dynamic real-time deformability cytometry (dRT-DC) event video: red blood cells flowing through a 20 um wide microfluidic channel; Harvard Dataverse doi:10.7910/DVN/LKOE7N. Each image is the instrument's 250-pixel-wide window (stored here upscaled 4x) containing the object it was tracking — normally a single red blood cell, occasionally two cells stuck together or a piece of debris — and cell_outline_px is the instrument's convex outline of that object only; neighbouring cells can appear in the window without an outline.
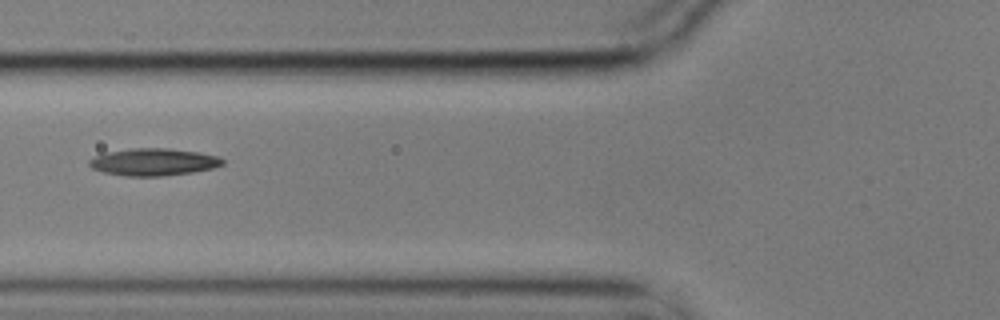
{"species": "common noctule bat (a hibernating species)", "species_latin": "Nyctalus noctula", "temperature_condition": "cold", "stored_images_in_passage": 10, "camera_frame_rate_fps": 3000, "um_per_image_px": 0.085, "animal": {"sex": "male", "body_mass_g": 17.9}, "frame": {"image": 1, "passage_image": 6, "time_ms": 1.667, "image_size_px": [1000, 320], "cell_outline_px": [[224, 164], [212, 168], [192, 172], [164, 176], [128, 176], [104, 172], [92, 168], [88, 164], [88, 160], [104, 152], [132, 148], [168, 148], [200, 152], [220, 156], [224, 160]], "centroid_in_image_um": [13.06, 13.76], "position_along_channel_um": 112.7, "area_um2": 21.27}}
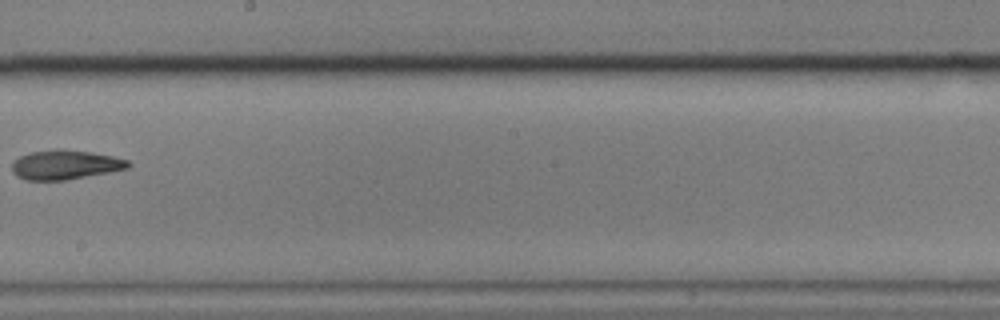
{"frame": {"image": 2, "passage_image": 9, "time_ms": 2.667, "image_size_px": [1000, 320], "cell_outline_px": [[132, 164], [128, 168], [108, 172], [64, 180], [24, 180], [16, 176], [12, 172], [12, 164], [20, 156], [28, 152], [56, 148], [64, 148], [92, 152], [112, 156], [128, 160]], "centroid_in_image_um": [5.52, 13.98], "position_along_channel_um": 242.7, "area_um2": 20.06}}
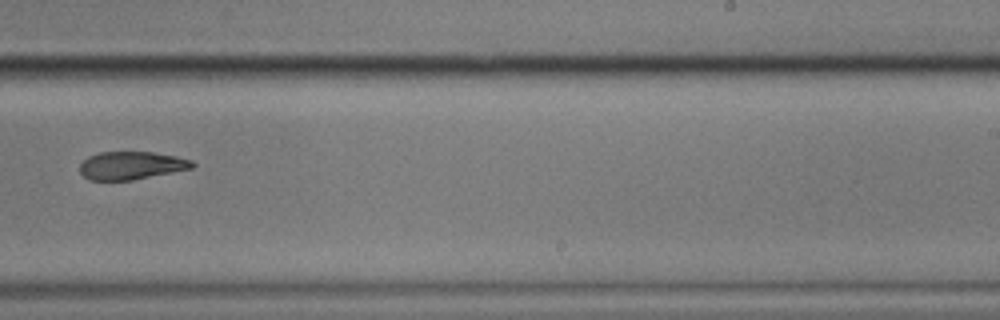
{"frame": {"image": 3, "passage_image": 10, "time_ms": 3.0, "image_size_px": [1000, 320], "cell_outline_px": [[196, 164], [192, 168], [132, 180], [88, 180], [80, 172], [80, 164], [88, 156], [100, 152], [152, 152], [176, 156], [192, 160]], "centroid_in_image_um": [11.15, 14.06], "position_along_channel_um": 277.8, "area_um2": 18.26}}